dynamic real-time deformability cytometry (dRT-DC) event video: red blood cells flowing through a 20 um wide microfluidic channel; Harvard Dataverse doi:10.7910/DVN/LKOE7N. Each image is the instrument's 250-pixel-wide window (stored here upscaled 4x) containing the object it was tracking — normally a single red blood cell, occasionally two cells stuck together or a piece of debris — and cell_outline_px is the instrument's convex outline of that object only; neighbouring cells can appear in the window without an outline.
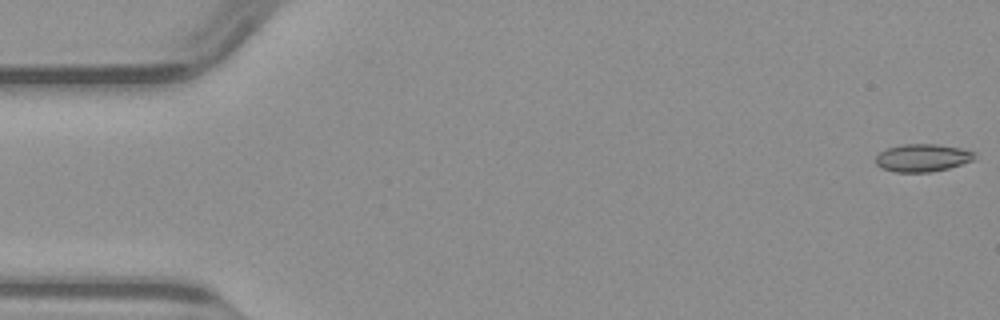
{"species": "common noctule bat (a hibernating species)", "species_latin": "Nyctalus noctula", "temperature_condition": "warm", "stored_images_in_passage": 50, "camera_frame_rate_fps": 3000, "um_per_image_px": 0.085, "animal": {"sex": "male", "body_mass_g": 23.1, "forearm_length_mm": 52.7}, "frame": {"image": 1, "passage_image": 1, "time_ms": 0.0, "image_size_px": [1000, 320], "cell_outline_px": [[976, 160], [948, 168], [932, 172], [896, 172], [880, 168], [876, 164], [876, 156], [880, 152], [888, 148], [904, 144], [936, 144], [960, 148], [976, 152]], "centroid_in_image_um": [78.44, 13.42], "position_along_channel_um": 6.6, "area_um2": 16.07}}
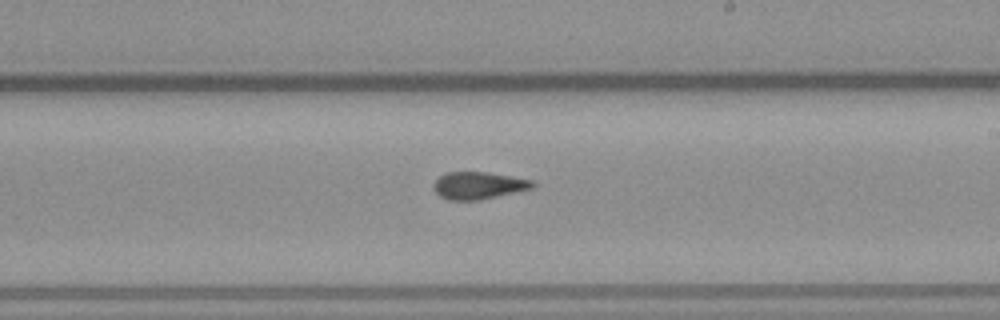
{"frame": {"image": 2, "passage_image": 29, "time_ms": 9.333, "image_size_px": [1000, 320], "cell_outline_px": [[536, 184], [532, 188], [480, 200], [448, 200], [440, 196], [432, 188], [432, 184], [440, 176], [448, 172], [484, 172], [532, 180]], "centroid_in_image_um": [40.63, 15.77], "position_along_channel_um": 248.4, "area_um2": 15.55}}
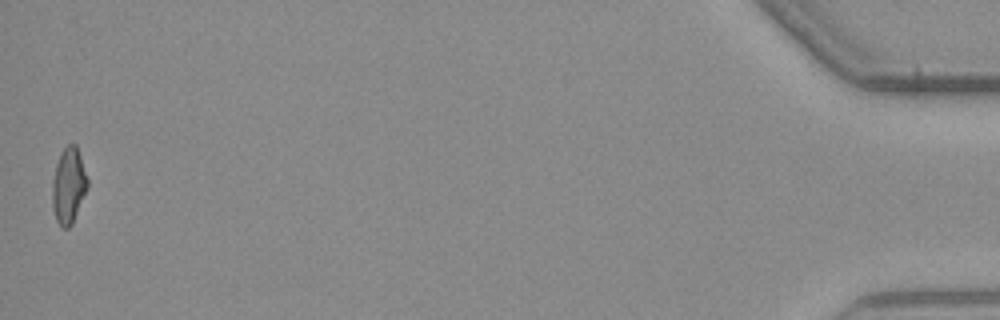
{"frame": {"image": 3, "passage_image": 50, "time_ms": 16.333, "image_size_px": [1000, 320], "cell_outline_px": [[88, 188], [72, 224], [68, 228], [60, 228], [56, 220], [52, 208], [52, 180], [56, 164], [64, 148], [68, 144], [76, 144], [88, 180]], "centroid_in_image_um": [5.82, 15.82], "position_along_channel_um": 429.4, "area_um2": 15.61}}